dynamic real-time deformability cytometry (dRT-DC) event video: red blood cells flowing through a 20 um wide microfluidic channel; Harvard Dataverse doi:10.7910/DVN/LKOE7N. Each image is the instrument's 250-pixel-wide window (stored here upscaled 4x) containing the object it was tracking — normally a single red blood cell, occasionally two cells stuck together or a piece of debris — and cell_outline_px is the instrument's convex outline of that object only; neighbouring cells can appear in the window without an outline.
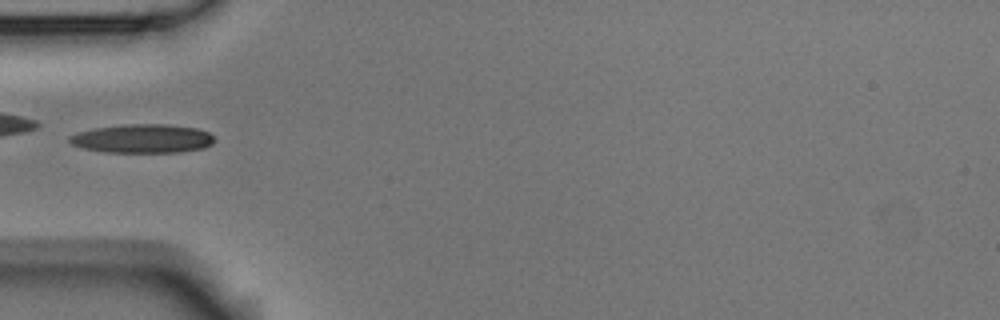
{"species": "Egyptian fruit bat (a non-hibernating species)", "species_latin": "Rousettus aegyptiacus", "temperature_condition": "room temperature", "stored_images_in_passage": 5, "camera_frame_rate_fps": 3000, "um_per_image_px": 0.085, "animal": {"sex": "male"}, "frame": {"image": 1, "passage_image": 5, "time_ms": 1.333, "image_size_px": [1000, 320], "cell_outline_px": [[216, 140], [212, 144], [204, 148], [180, 152], [104, 152], [84, 148], [72, 144], [68, 140], [68, 136], [76, 132], [92, 128], [124, 124], [168, 124], [196, 128], [208, 132]], "centroid_in_image_um": [12.1, 11.77], "position_along_channel_um": 72.9, "area_um2": 24.51}}